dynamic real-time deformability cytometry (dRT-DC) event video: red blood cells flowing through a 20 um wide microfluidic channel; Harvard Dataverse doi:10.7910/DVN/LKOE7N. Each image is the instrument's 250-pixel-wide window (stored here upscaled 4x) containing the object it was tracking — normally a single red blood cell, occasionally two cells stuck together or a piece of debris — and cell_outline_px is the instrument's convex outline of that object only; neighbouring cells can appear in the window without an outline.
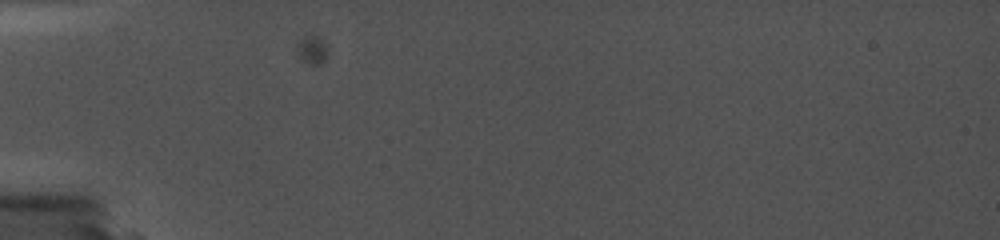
{"species": "common noctule bat (a hibernating species)", "species_latin": "Nyctalus noctula", "temperature_condition": "cold", "stored_images_in_passage": 2, "camera_frame_rate_fps": 5000, "um_per_image_px": 0.085, "animal": {"sex": "female", "body_mass_g": 19.0, "forearm_length_mm": 56.7}, "frame": {"image": 1, "passage_image": 1, "time_ms": 0.0, "image_size_px": [1000, 240], "cell_outline_px": [[684, 136], [620, 140], [608, 140], [552, 136], [528, 132], [520, 128], [524, 124], [556, 124], [648, 128], [680, 132]], "centroid_in_image_um": [50.85, 11.21], "position_along_channel_um": 34.1, "area_um2": 12.54}}